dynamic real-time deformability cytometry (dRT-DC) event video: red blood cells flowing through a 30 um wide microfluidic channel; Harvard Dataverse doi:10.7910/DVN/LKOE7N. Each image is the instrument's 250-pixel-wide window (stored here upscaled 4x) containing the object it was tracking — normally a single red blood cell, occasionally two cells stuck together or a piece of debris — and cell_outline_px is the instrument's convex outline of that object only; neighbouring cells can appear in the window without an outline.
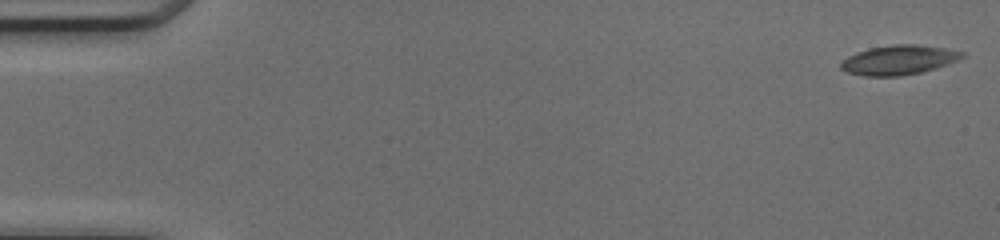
{"species": "common noctule bat (a hibernating species)", "species_latin": "Nyctalus noctula", "temperature_condition": "cold", "stored_images_in_passage": 49, "camera_frame_rate_fps": 3000, "um_per_image_px": 0.085, "animal": {"sex": "female", "body_mass_g": 17.0, "forearm_length_mm": 48.0}, "frame": {"image": 1, "passage_image": 1, "time_ms": 0.0, "image_size_px": [1000, 240], "cell_outline_px": [[964, 56], [960, 60], [936, 68], [920, 72], [900, 76], [864, 76], [848, 72], [840, 68], [840, 64], [848, 56], [856, 52], [868, 48], [892, 44], [916, 44], [948, 48], [964, 52]], "centroid_in_image_um": [76.42, 5.08], "position_along_channel_um": 8.6, "area_um2": 20.98}}
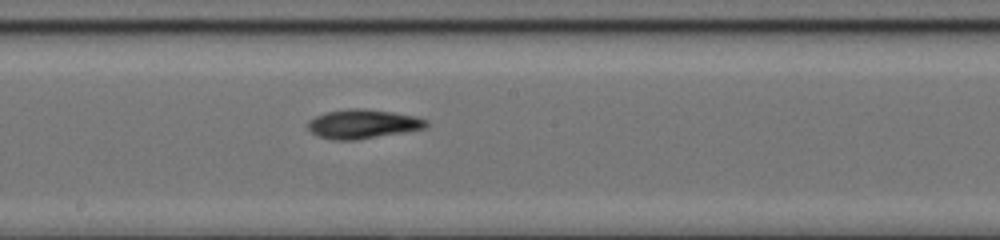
{"frame": {"image": 2, "passage_image": 27, "time_ms": 8.667, "image_size_px": [1000, 240], "cell_outline_px": [[428, 124], [424, 128], [404, 132], [356, 140], [332, 140], [316, 136], [308, 128], [308, 120], [324, 112], [348, 108], [360, 108], [392, 112], [416, 116], [428, 120]], "centroid_in_image_um": [30.81, 10.54], "position_along_channel_um": 217.4, "area_um2": 20.17}}
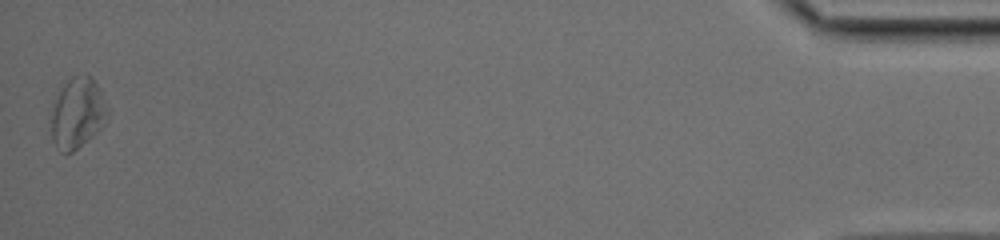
{"frame": {"image": 3, "passage_image": 49, "time_ms": 16.0, "image_size_px": [1000, 240], "cell_outline_px": [[108, 116], [104, 124], [92, 136], [72, 152], [60, 152], [56, 148], [52, 140], [52, 100], [60, 88], [72, 76], [92, 76], [108, 108]], "centroid_in_image_um": [6.56, 9.61], "position_along_channel_um": 428.6, "area_um2": 23.06}, "authors_computed_cell_mechanics": {"area_um2": 19.941, "velocity_mm_per_s": 4.1993, "shape_relaxation_time_tau1_ms": 6.452, "shape_relaxation_time_tau2_ms": 7.0406, "deformation_change_tau1": 0.1738, "deformation_change_tau2": 0.2064}}